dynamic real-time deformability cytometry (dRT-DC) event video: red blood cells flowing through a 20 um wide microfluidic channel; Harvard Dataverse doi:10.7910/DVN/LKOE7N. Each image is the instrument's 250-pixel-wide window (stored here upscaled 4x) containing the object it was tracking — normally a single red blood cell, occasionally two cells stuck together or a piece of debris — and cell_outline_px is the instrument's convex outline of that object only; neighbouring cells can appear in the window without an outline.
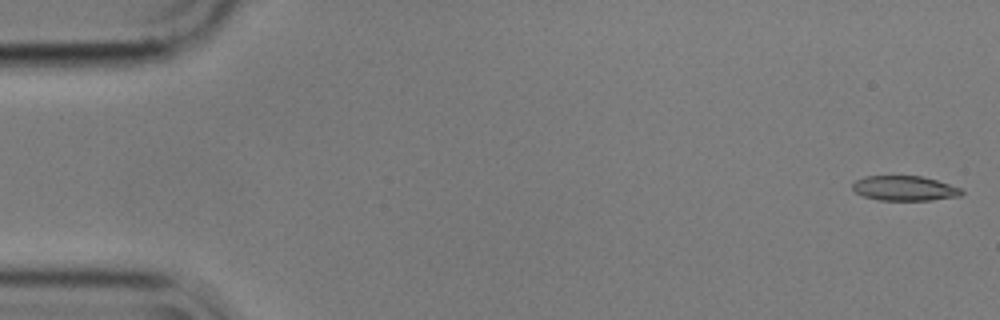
{"species": "common noctule bat (a hibernating species)", "species_latin": "Nyctalus noctula", "temperature_condition": "cold", "stored_images_in_passage": 5, "camera_frame_rate_fps": 3000, "um_per_image_px": 0.085, "animal": {"sex": "male", "body_mass_g": 17.9}, "frame": {"image": 1, "passage_image": 1, "time_ms": 0.0, "image_size_px": [1000, 320], "cell_outline_px": [[964, 192], [960, 196], [932, 200], [876, 200], [864, 196], [856, 192], [852, 188], [852, 184], [856, 180], [864, 176], [920, 176], [936, 180], [960, 188]], "centroid_in_image_um": [76.87, 16.01], "position_along_channel_um": 8.1, "area_um2": 15.72}}
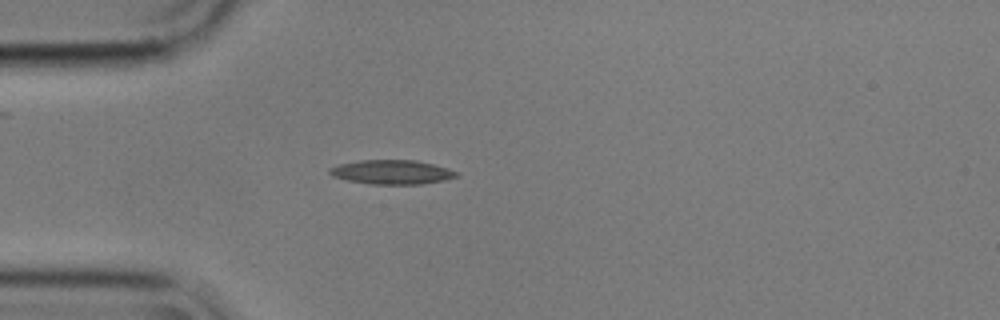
{"frame": {"image": 2, "passage_image": 5, "time_ms": 1.333, "image_size_px": [1000, 320], "cell_outline_px": [[460, 176], [444, 180], [420, 184], [372, 184], [348, 180], [332, 176], [328, 172], [328, 168], [340, 164], [360, 160], [416, 160], [448, 168], [456, 172]], "centroid_in_image_um": [33.3, 14.62], "position_along_channel_um": 51.7, "area_um2": 17.8}}